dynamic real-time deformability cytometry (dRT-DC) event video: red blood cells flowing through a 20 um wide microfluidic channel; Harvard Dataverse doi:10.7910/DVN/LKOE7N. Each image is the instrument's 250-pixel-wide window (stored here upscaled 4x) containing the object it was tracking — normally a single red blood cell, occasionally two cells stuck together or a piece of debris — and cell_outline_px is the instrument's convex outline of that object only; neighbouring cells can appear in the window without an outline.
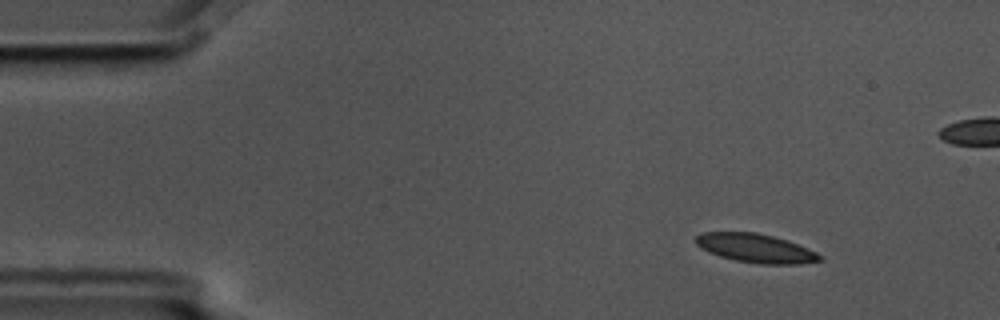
{"species": "common noctule bat (a hibernating species)", "species_latin": "Nyctalus noctula", "temperature_condition": "cold", "stored_images_in_passage": 10, "camera_frame_rate_fps": 3000, "um_per_image_px": 0.085, "animal": {"sex": "male", "body_mass_g": 17.5, "forearm_length_mm": 52.3}, "frame": {"image": 1, "passage_image": 1, "time_ms": 0.0, "image_size_px": [1000, 320], "cell_outline_px": [[824, 260], [800, 264], [760, 264], [736, 260], [720, 256], [708, 252], [696, 244], [696, 236], [704, 232], [756, 232], [788, 240], [808, 248], [824, 256]], "centroid_in_image_um": [64.29, 21.1], "position_along_channel_um": 20.7, "area_um2": 20.87}}
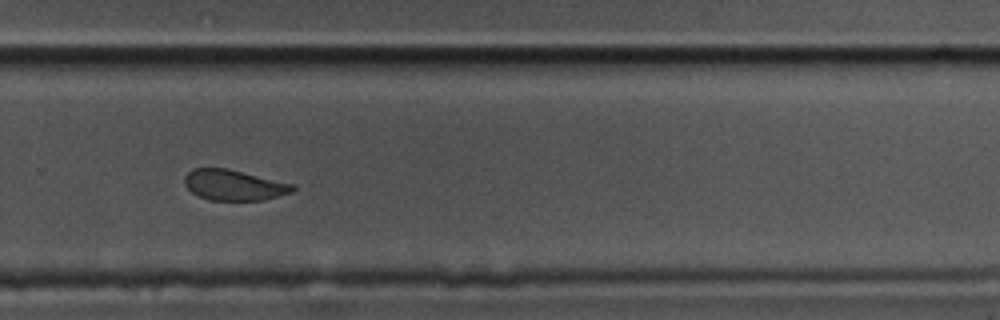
{"frame": {"image": 2, "passage_image": 10, "time_ms": 3.0, "image_size_px": [1000, 320], "cell_outline_px": [[296, 188], [292, 192], [264, 200], [208, 200], [192, 192], [184, 184], [184, 176], [192, 168], [228, 168], [296, 184]], "centroid_in_image_um": [19.91, 15.72], "position_along_channel_um": 309.9, "area_um2": 19.48}}